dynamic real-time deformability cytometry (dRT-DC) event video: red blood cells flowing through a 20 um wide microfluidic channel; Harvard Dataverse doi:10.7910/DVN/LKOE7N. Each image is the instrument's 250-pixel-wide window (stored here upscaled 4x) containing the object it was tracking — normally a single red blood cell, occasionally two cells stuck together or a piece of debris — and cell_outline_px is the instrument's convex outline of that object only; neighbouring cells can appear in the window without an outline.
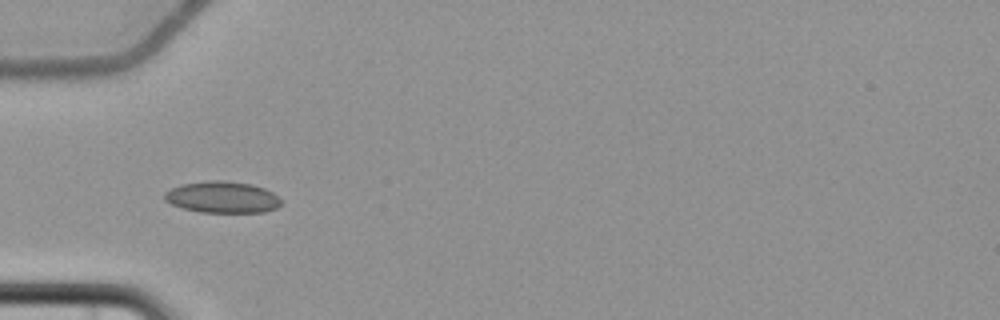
{"species": "common noctule bat (a hibernating species)", "species_latin": "Nyctalus noctula", "temperature_condition": "cold", "stored_images_in_passage": 7, "camera_frame_rate_fps": 3000, "um_per_image_px": 0.085, "animal": {"sex": "female", "body_mass_g": 22.7, "forearm_length_mm": 54.2}, "frame": {"image": 1, "passage_image": 6, "time_ms": 6.0, "image_size_px": [1000, 320], "cell_outline_px": [[280, 204], [276, 208], [264, 212], [200, 212], [184, 208], [172, 204], [164, 200], [164, 192], [180, 184], [212, 180], [224, 180], [252, 184], [264, 188], [272, 192], [280, 200]], "centroid_in_image_um": [18.88, 16.75], "position_along_channel_um": 66.1, "area_um2": 21.33}}
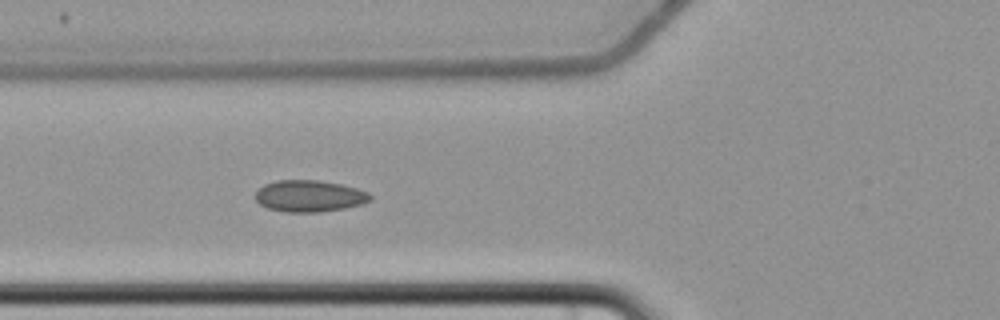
{"frame": {"image": 2, "passage_image": 7, "time_ms": 7.0, "image_size_px": [1000, 320], "cell_outline_px": [[372, 200], [360, 204], [344, 208], [316, 212], [284, 212], [268, 208], [260, 204], [256, 200], [256, 192], [264, 184], [276, 180], [320, 180], [340, 184], [356, 188], [368, 192], [372, 196]], "centroid_in_image_um": [26.29, 16.66], "position_along_channel_um": 99.5, "area_um2": 21.1}}